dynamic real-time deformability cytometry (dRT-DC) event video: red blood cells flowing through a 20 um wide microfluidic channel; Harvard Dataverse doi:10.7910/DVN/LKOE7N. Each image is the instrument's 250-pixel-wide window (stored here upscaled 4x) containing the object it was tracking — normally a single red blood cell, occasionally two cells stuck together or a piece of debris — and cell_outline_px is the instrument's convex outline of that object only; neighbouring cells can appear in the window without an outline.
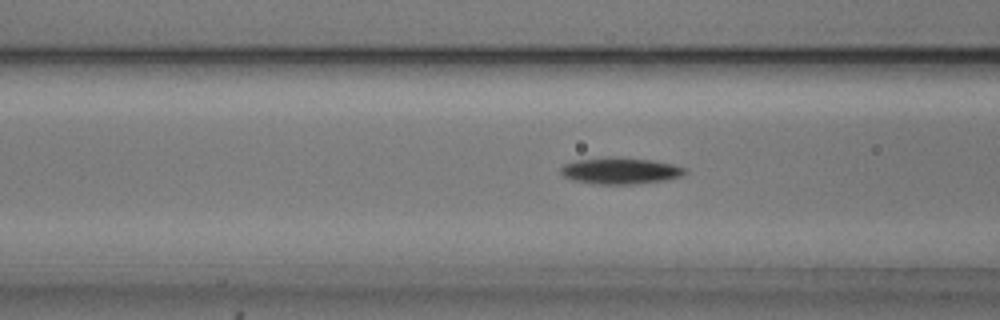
{"species": "common noctule bat (a hibernating species)", "species_latin": "Nyctalus noctula", "temperature_condition": "cold", "stored_images_in_passage": 53, "camera_frame_rate_fps": 3000, "um_per_image_px": 0.085, "animal": {"sex": "male", "body_mass_g": 20.5, "forearm_length_mm": 52.5}, "frame": {"image": 1, "passage_image": 21, "time_ms": 6.667, "image_size_px": [1000, 320], "cell_outline_px": [[688, 172], [680, 176], [664, 180], [632, 184], [592, 184], [572, 180], [564, 176], [560, 172], [560, 168], [564, 164], [576, 160], [608, 156], [652, 160], [672, 164], [684, 168]], "centroid_in_image_um": [52.67, 14.51], "position_along_channel_um": 113.9, "area_um2": 19.19}}
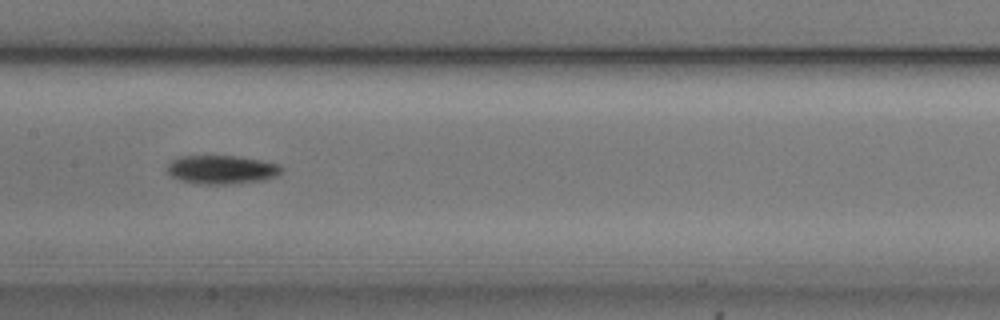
{"frame": {"image": 2, "passage_image": 27, "time_ms": 8.667, "image_size_px": [1000, 320], "cell_outline_px": [[284, 168], [276, 176], [264, 180], [228, 184], [200, 184], [180, 180], [168, 176], [168, 164], [176, 156], [236, 156], [260, 160], [280, 164]], "centroid_in_image_um": [18.82, 14.41], "position_along_channel_um": 188.6, "area_um2": 19.19}}
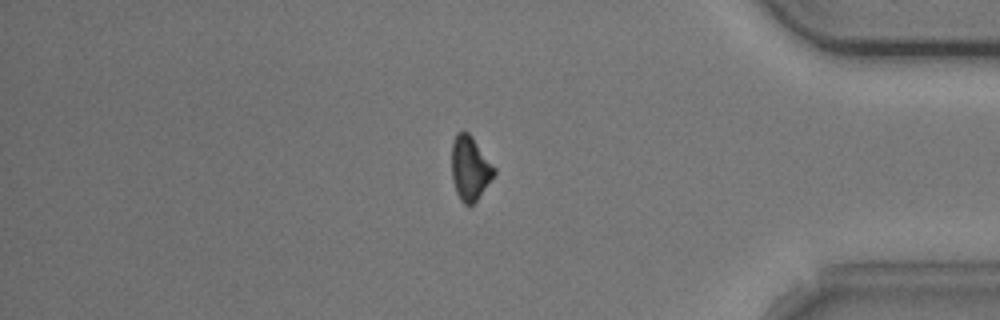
{"frame": {"image": 3, "passage_image": 46, "time_ms": 15.0, "image_size_px": [1000, 320], "cell_outline_px": [[496, 172], [476, 200], [468, 208], [460, 200], [456, 192], [452, 180], [452, 140], [456, 132], [468, 132], [472, 136], [496, 168]], "centroid_in_image_um": [39.93, 14.29], "position_along_channel_um": 395.3, "area_um2": 15.9}}